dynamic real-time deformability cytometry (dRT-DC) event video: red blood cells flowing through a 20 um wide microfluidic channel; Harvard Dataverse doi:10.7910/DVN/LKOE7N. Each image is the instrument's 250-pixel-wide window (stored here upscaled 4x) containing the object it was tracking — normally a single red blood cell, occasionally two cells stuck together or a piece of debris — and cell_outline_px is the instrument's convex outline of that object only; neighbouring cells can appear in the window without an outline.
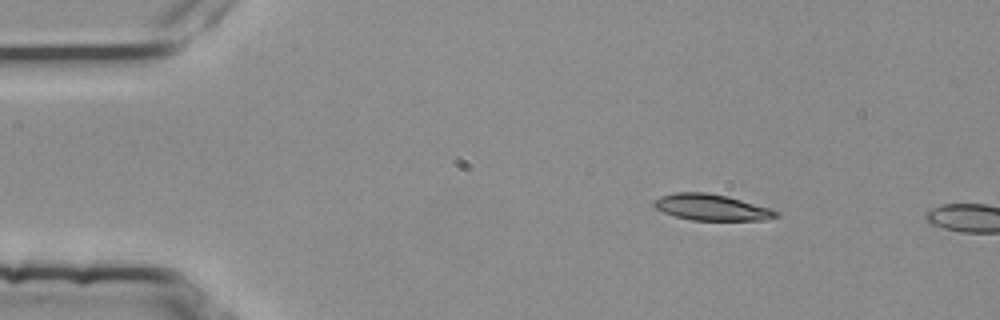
{"species": "common noctule bat (a hibernating species)", "species_latin": "Nyctalus noctula", "temperature_condition": "room temperature", "stored_images_in_passage": 2, "camera_frame_rate_fps": 3000, "um_per_image_px": 0.085, "animal": {"sex": "female", "body_mass_g": 25.1}, "frame": {"image": 1, "passage_image": 1, "time_ms": 0.0, "image_size_px": [1000, 320], "cell_outline_px": [[780, 216], [768, 220], [692, 220], [676, 216], [664, 212], [656, 208], [652, 204], [660, 196], [676, 192], [708, 192], [728, 196], [768, 208], [780, 212]], "centroid_in_image_um": [60.51, 17.62], "position_along_channel_um": 24.5, "area_um2": 18.55}}